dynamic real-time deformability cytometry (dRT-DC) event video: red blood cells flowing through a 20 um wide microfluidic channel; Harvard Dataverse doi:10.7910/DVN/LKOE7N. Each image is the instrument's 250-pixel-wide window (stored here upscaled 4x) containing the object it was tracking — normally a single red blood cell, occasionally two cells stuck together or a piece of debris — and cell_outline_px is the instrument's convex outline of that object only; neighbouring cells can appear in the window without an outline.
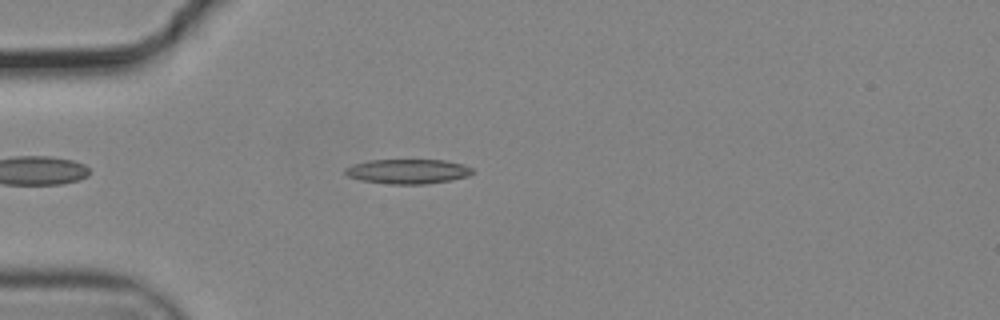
{"species": "common noctule bat (a hibernating species)", "species_latin": "Nyctalus noctula", "temperature_condition": "cold", "stored_images_in_passage": 42, "camera_frame_rate_fps": 3000, "um_per_image_px": 0.085, "animal": {"sex": "male", "body_mass_g": 19.2, "forearm_length_mm": 51.8}, "frame": {"image": 1, "passage_image": 7, "time_ms": 2.0, "image_size_px": [1000, 320], "cell_outline_px": [[472, 172], [468, 176], [452, 180], [428, 184], [388, 184], [360, 180], [348, 176], [344, 172], [344, 168], [352, 164], [368, 160], [444, 160], [464, 164], [472, 168]], "centroid_in_image_um": [34.64, 14.57], "position_along_channel_um": 50.4, "area_um2": 18.44}}
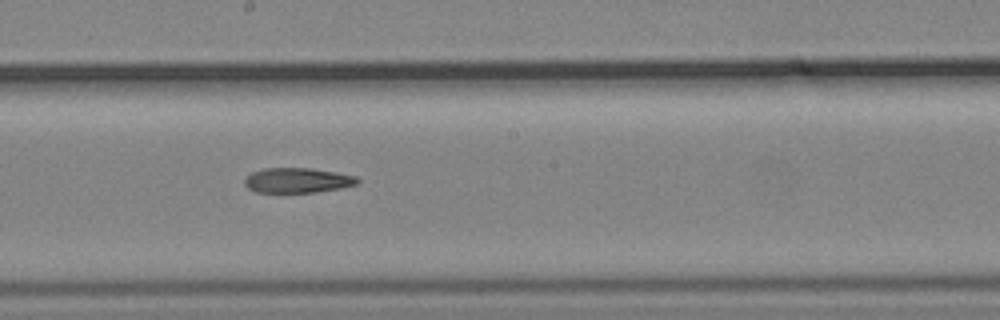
{"frame": {"image": 2, "passage_image": 22, "time_ms": 7.0, "image_size_px": [1000, 320], "cell_outline_px": [[360, 180], [356, 184], [340, 188], [312, 192], [256, 192], [248, 188], [244, 184], [244, 180], [252, 172], [264, 168], [312, 168], [336, 172], [356, 176]], "centroid_in_image_um": [25.27, 15.32], "position_along_channel_um": 222.9, "area_um2": 16.3}}
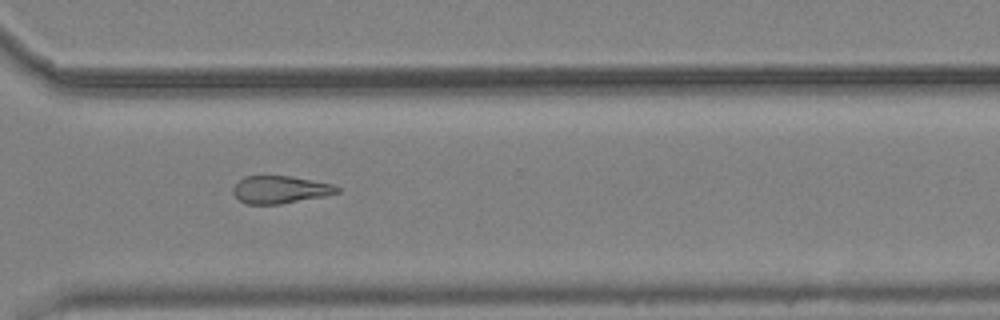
{"frame": {"image": 3, "passage_image": 32, "time_ms": 10.333, "image_size_px": [1000, 320], "cell_outline_px": [[340, 192], [324, 196], [280, 204], [248, 204], [240, 200], [232, 192], [232, 188], [244, 176], [292, 176], [332, 184], [340, 188]], "centroid_in_image_um": [23.82, 16.11], "position_along_channel_um": 346.8, "area_um2": 16.59}}